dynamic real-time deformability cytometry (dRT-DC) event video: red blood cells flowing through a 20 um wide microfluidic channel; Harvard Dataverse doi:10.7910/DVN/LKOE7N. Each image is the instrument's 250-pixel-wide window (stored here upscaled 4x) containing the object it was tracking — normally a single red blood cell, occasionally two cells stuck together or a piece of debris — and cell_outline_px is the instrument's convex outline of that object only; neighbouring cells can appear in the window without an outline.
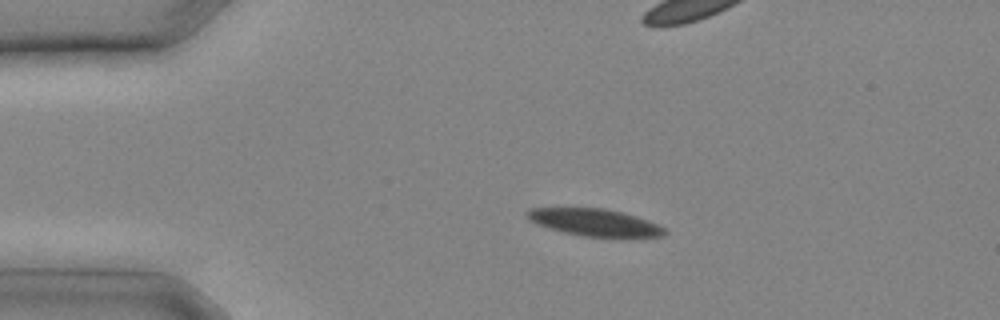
{"species": "common noctule bat (a hibernating species)", "species_latin": "Nyctalus noctula", "temperature_condition": "cold", "stored_images_in_passage": 15, "camera_frame_rate_fps": 3000, "um_per_image_px": 0.085, "animal": {"sex": "male", "body_mass_g": 20.4}, "frame": {"image": 1, "passage_image": 5, "time_ms": 1.333, "image_size_px": [1000, 320], "cell_outline_px": [[668, 232], [664, 236], [584, 236], [564, 232], [548, 228], [536, 224], [524, 216], [524, 212], [528, 208], [604, 208], [620, 212], [648, 220], [664, 228]], "centroid_in_image_um": [50.46, 18.89], "position_along_channel_um": 34.5, "area_um2": 21.44}}